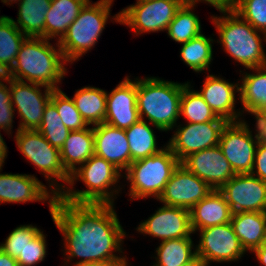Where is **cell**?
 <instances>
[{"label":"cell","mask_w":266,"mask_h":266,"mask_svg":"<svg viewBox=\"0 0 266 266\" xmlns=\"http://www.w3.org/2000/svg\"><path fill=\"white\" fill-rule=\"evenodd\" d=\"M114 208V204L75 203L56 196L50 214L64 238V265L75 257L81 259L74 266L121 257L116 253H123L126 233Z\"/></svg>","instance_id":"cell-1"},{"label":"cell","mask_w":266,"mask_h":266,"mask_svg":"<svg viewBox=\"0 0 266 266\" xmlns=\"http://www.w3.org/2000/svg\"><path fill=\"white\" fill-rule=\"evenodd\" d=\"M66 65L58 42L53 46L46 38L27 37L20 47L15 64L8 72V77L57 90L61 89L58 84L67 75Z\"/></svg>","instance_id":"cell-2"},{"label":"cell","mask_w":266,"mask_h":266,"mask_svg":"<svg viewBox=\"0 0 266 266\" xmlns=\"http://www.w3.org/2000/svg\"><path fill=\"white\" fill-rule=\"evenodd\" d=\"M220 13L223 16L213 15L211 19L219 34L217 42L224 51L246 69L266 66L262 44V41L266 42V34L257 31L234 10Z\"/></svg>","instance_id":"cell-3"},{"label":"cell","mask_w":266,"mask_h":266,"mask_svg":"<svg viewBox=\"0 0 266 266\" xmlns=\"http://www.w3.org/2000/svg\"><path fill=\"white\" fill-rule=\"evenodd\" d=\"M187 83L157 77L137 78V108L140 119L159 131L173 130L180 117V101Z\"/></svg>","instance_id":"cell-4"},{"label":"cell","mask_w":266,"mask_h":266,"mask_svg":"<svg viewBox=\"0 0 266 266\" xmlns=\"http://www.w3.org/2000/svg\"><path fill=\"white\" fill-rule=\"evenodd\" d=\"M120 172L112 163L93 154L70 175L68 184L70 187L65 188L59 196L65 201L75 203L114 204L116 195L122 189L120 186L119 188L115 186L123 176ZM77 180L82 181L87 189L78 191L72 189L74 181Z\"/></svg>","instance_id":"cell-5"},{"label":"cell","mask_w":266,"mask_h":266,"mask_svg":"<svg viewBox=\"0 0 266 266\" xmlns=\"http://www.w3.org/2000/svg\"><path fill=\"white\" fill-rule=\"evenodd\" d=\"M88 1L78 17L58 42L67 63L72 64L88 53L100 39L110 16L114 0Z\"/></svg>","instance_id":"cell-6"},{"label":"cell","mask_w":266,"mask_h":266,"mask_svg":"<svg viewBox=\"0 0 266 266\" xmlns=\"http://www.w3.org/2000/svg\"><path fill=\"white\" fill-rule=\"evenodd\" d=\"M181 162L166 145L159 153L133 161L124 171L130 200L154 197L158 200Z\"/></svg>","instance_id":"cell-7"},{"label":"cell","mask_w":266,"mask_h":266,"mask_svg":"<svg viewBox=\"0 0 266 266\" xmlns=\"http://www.w3.org/2000/svg\"><path fill=\"white\" fill-rule=\"evenodd\" d=\"M17 148L49 182L50 190L59 195L67 188L70 175L65 171L60 149L52 146L38 130L16 131ZM61 180L64 184H59Z\"/></svg>","instance_id":"cell-8"},{"label":"cell","mask_w":266,"mask_h":266,"mask_svg":"<svg viewBox=\"0 0 266 266\" xmlns=\"http://www.w3.org/2000/svg\"><path fill=\"white\" fill-rule=\"evenodd\" d=\"M182 5V0H137L134 5L112 16V19L130 27L134 35L167 31Z\"/></svg>","instance_id":"cell-9"},{"label":"cell","mask_w":266,"mask_h":266,"mask_svg":"<svg viewBox=\"0 0 266 266\" xmlns=\"http://www.w3.org/2000/svg\"><path fill=\"white\" fill-rule=\"evenodd\" d=\"M197 231L200 239L196 254L204 266H210L212 262L239 261L246 254L231 222Z\"/></svg>","instance_id":"cell-10"},{"label":"cell","mask_w":266,"mask_h":266,"mask_svg":"<svg viewBox=\"0 0 266 266\" xmlns=\"http://www.w3.org/2000/svg\"><path fill=\"white\" fill-rule=\"evenodd\" d=\"M41 88H45L42 92ZM54 89L10 78L11 103L20 116L19 130H38Z\"/></svg>","instance_id":"cell-11"},{"label":"cell","mask_w":266,"mask_h":266,"mask_svg":"<svg viewBox=\"0 0 266 266\" xmlns=\"http://www.w3.org/2000/svg\"><path fill=\"white\" fill-rule=\"evenodd\" d=\"M245 120L227 122L223 127L219 147L235 174H251L257 143Z\"/></svg>","instance_id":"cell-12"},{"label":"cell","mask_w":266,"mask_h":266,"mask_svg":"<svg viewBox=\"0 0 266 266\" xmlns=\"http://www.w3.org/2000/svg\"><path fill=\"white\" fill-rule=\"evenodd\" d=\"M227 121L179 124L166 144L182 162L190 154L219 144L220 135ZM183 126V127H182Z\"/></svg>","instance_id":"cell-13"},{"label":"cell","mask_w":266,"mask_h":266,"mask_svg":"<svg viewBox=\"0 0 266 266\" xmlns=\"http://www.w3.org/2000/svg\"><path fill=\"white\" fill-rule=\"evenodd\" d=\"M219 191L232 213L266 212V182L252 174H235Z\"/></svg>","instance_id":"cell-14"},{"label":"cell","mask_w":266,"mask_h":266,"mask_svg":"<svg viewBox=\"0 0 266 266\" xmlns=\"http://www.w3.org/2000/svg\"><path fill=\"white\" fill-rule=\"evenodd\" d=\"M213 189L181 163L165 185L158 201L165 205L190 210L205 198Z\"/></svg>","instance_id":"cell-15"},{"label":"cell","mask_w":266,"mask_h":266,"mask_svg":"<svg viewBox=\"0 0 266 266\" xmlns=\"http://www.w3.org/2000/svg\"><path fill=\"white\" fill-rule=\"evenodd\" d=\"M150 216L136 228L140 234L160 238L161 242L192 237L189 210L163 204Z\"/></svg>","instance_id":"cell-16"},{"label":"cell","mask_w":266,"mask_h":266,"mask_svg":"<svg viewBox=\"0 0 266 266\" xmlns=\"http://www.w3.org/2000/svg\"><path fill=\"white\" fill-rule=\"evenodd\" d=\"M1 170L2 167L0 172ZM56 196L34 175L0 173V204L49 200L48 206L51 212Z\"/></svg>","instance_id":"cell-17"},{"label":"cell","mask_w":266,"mask_h":266,"mask_svg":"<svg viewBox=\"0 0 266 266\" xmlns=\"http://www.w3.org/2000/svg\"><path fill=\"white\" fill-rule=\"evenodd\" d=\"M181 164L213 190H219L235 175L219 145L192 153Z\"/></svg>","instance_id":"cell-18"},{"label":"cell","mask_w":266,"mask_h":266,"mask_svg":"<svg viewBox=\"0 0 266 266\" xmlns=\"http://www.w3.org/2000/svg\"><path fill=\"white\" fill-rule=\"evenodd\" d=\"M126 76L110 92H107V108L104 122L126 130L140 120L137 108V78Z\"/></svg>","instance_id":"cell-19"},{"label":"cell","mask_w":266,"mask_h":266,"mask_svg":"<svg viewBox=\"0 0 266 266\" xmlns=\"http://www.w3.org/2000/svg\"><path fill=\"white\" fill-rule=\"evenodd\" d=\"M198 92L218 117L227 122H237L241 119L242 111L235 110V94L240 93L239 82L231 83L221 76L209 74Z\"/></svg>","instance_id":"cell-20"},{"label":"cell","mask_w":266,"mask_h":266,"mask_svg":"<svg viewBox=\"0 0 266 266\" xmlns=\"http://www.w3.org/2000/svg\"><path fill=\"white\" fill-rule=\"evenodd\" d=\"M94 154L112 163L122 173L130 166L129 142L125 130L101 123L93 126Z\"/></svg>","instance_id":"cell-21"},{"label":"cell","mask_w":266,"mask_h":266,"mask_svg":"<svg viewBox=\"0 0 266 266\" xmlns=\"http://www.w3.org/2000/svg\"><path fill=\"white\" fill-rule=\"evenodd\" d=\"M189 211L193 233L203 228L229 223L233 214L224 195L219 190H213Z\"/></svg>","instance_id":"cell-22"},{"label":"cell","mask_w":266,"mask_h":266,"mask_svg":"<svg viewBox=\"0 0 266 266\" xmlns=\"http://www.w3.org/2000/svg\"><path fill=\"white\" fill-rule=\"evenodd\" d=\"M94 145L93 126L69 132L67 139L60 148L61 162L69 175L94 154Z\"/></svg>","instance_id":"cell-23"},{"label":"cell","mask_w":266,"mask_h":266,"mask_svg":"<svg viewBox=\"0 0 266 266\" xmlns=\"http://www.w3.org/2000/svg\"><path fill=\"white\" fill-rule=\"evenodd\" d=\"M89 0H51L45 20V38L59 42Z\"/></svg>","instance_id":"cell-24"},{"label":"cell","mask_w":266,"mask_h":266,"mask_svg":"<svg viewBox=\"0 0 266 266\" xmlns=\"http://www.w3.org/2000/svg\"><path fill=\"white\" fill-rule=\"evenodd\" d=\"M230 222L246 252H252L265 243L266 212L233 213Z\"/></svg>","instance_id":"cell-25"},{"label":"cell","mask_w":266,"mask_h":266,"mask_svg":"<svg viewBox=\"0 0 266 266\" xmlns=\"http://www.w3.org/2000/svg\"><path fill=\"white\" fill-rule=\"evenodd\" d=\"M51 0H20L14 24L26 37L45 38V20Z\"/></svg>","instance_id":"cell-26"},{"label":"cell","mask_w":266,"mask_h":266,"mask_svg":"<svg viewBox=\"0 0 266 266\" xmlns=\"http://www.w3.org/2000/svg\"><path fill=\"white\" fill-rule=\"evenodd\" d=\"M72 100L88 125L104 123L107 108V92L105 90L85 86L76 90Z\"/></svg>","instance_id":"cell-27"},{"label":"cell","mask_w":266,"mask_h":266,"mask_svg":"<svg viewBox=\"0 0 266 266\" xmlns=\"http://www.w3.org/2000/svg\"><path fill=\"white\" fill-rule=\"evenodd\" d=\"M255 73L243 72L239 84V100L243 109L266 110V66L248 69ZM252 73V74H251Z\"/></svg>","instance_id":"cell-28"},{"label":"cell","mask_w":266,"mask_h":266,"mask_svg":"<svg viewBox=\"0 0 266 266\" xmlns=\"http://www.w3.org/2000/svg\"><path fill=\"white\" fill-rule=\"evenodd\" d=\"M194 247L191 237L162 241L155 249L157 262L152 266H181L191 263L197 258Z\"/></svg>","instance_id":"cell-29"},{"label":"cell","mask_w":266,"mask_h":266,"mask_svg":"<svg viewBox=\"0 0 266 266\" xmlns=\"http://www.w3.org/2000/svg\"><path fill=\"white\" fill-rule=\"evenodd\" d=\"M146 120H138L125 130L130 150V164L133 161L150 157L159 153L163 148L157 147L156 135Z\"/></svg>","instance_id":"cell-30"},{"label":"cell","mask_w":266,"mask_h":266,"mask_svg":"<svg viewBox=\"0 0 266 266\" xmlns=\"http://www.w3.org/2000/svg\"><path fill=\"white\" fill-rule=\"evenodd\" d=\"M27 37L9 16H0V65L8 73L16 62L17 54Z\"/></svg>","instance_id":"cell-31"},{"label":"cell","mask_w":266,"mask_h":266,"mask_svg":"<svg viewBox=\"0 0 266 266\" xmlns=\"http://www.w3.org/2000/svg\"><path fill=\"white\" fill-rule=\"evenodd\" d=\"M190 82L183 87L180 101V116L186 123H203L209 121H226L218 117L210 106L203 100L198 91L191 89Z\"/></svg>","instance_id":"cell-32"},{"label":"cell","mask_w":266,"mask_h":266,"mask_svg":"<svg viewBox=\"0 0 266 266\" xmlns=\"http://www.w3.org/2000/svg\"><path fill=\"white\" fill-rule=\"evenodd\" d=\"M212 37L207 38L202 33L182 44L180 56L182 61L193 71L201 73L209 70V65L213 61Z\"/></svg>","instance_id":"cell-33"},{"label":"cell","mask_w":266,"mask_h":266,"mask_svg":"<svg viewBox=\"0 0 266 266\" xmlns=\"http://www.w3.org/2000/svg\"><path fill=\"white\" fill-rule=\"evenodd\" d=\"M201 31L200 19L194 13V6L182 5L166 32L173 41L183 44L199 36Z\"/></svg>","instance_id":"cell-34"},{"label":"cell","mask_w":266,"mask_h":266,"mask_svg":"<svg viewBox=\"0 0 266 266\" xmlns=\"http://www.w3.org/2000/svg\"><path fill=\"white\" fill-rule=\"evenodd\" d=\"M38 131L54 147L60 149L68 137L69 129L64 125L55 105L49 101Z\"/></svg>","instance_id":"cell-35"},{"label":"cell","mask_w":266,"mask_h":266,"mask_svg":"<svg viewBox=\"0 0 266 266\" xmlns=\"http://www.w3.org/2000/svg\"><path fill=\"white\" fill-rule=\"evenodd\" d=\"M50 101L55 105L62 122L69 131L87 128L88 124L77 110L72 98H69L61 89L53 91Z\"/></svg>","instance_id":"cell-36"},{"label":"cell","mask_w":266,"mask_h":266,"mask_svg":"<svg viewBox=\"0 0 266 266\" xmlns=\"http://www.w3.org/2000/svg\"><path fill=\"white\" fill-rule=\"evenodd\" d=\"M233 10L257 31L266 34V0H236Z\"/></svg>","instance_id":"cell-37"},{"label":"cell","mask_w":266,"mask_h":266,"mask_svg":"<svg viewBox=\"0 0 266 266\" xmlns=\"http://www.w3.org/2000/svg\"><path fill=\"white\" fill-rule=\"evenodd\" d=\"M41 231L36 226L20 225L13 229L4 243L0 244V249L9 254L12 258L17 259L20 253H23L27 244Z\"/></svg>","instance_id":"cell-38"},{"label":"cell","mask_w":266,"mask_h":266,"mask_svg":"<svg viewBox=\"0 0 266 266\" xmlns=\"http://www.w3.org/2000/svg\"><path fill=\"white\" fill-rule=\"evenodd\" d=\"M46 236L40 231L26 246L16 259L18 266H35L46 257Z\"/></svg>","instance_id":"cell-39"},{"label":"cell","mask_w":266,"mask_h":266,"mask_svg":"<svg viewBox=\"0 0 266 266\" xmlns=\"http://www.w3.org/2000/svg\"><path fill=\"white\" fill-rule=\"evenodd\" d=\"M4 81L9 84L4 83ZM14 108L11 103L10 78L0 80V128L11 135L13 128Z\"/></svg>","instance_id":"cell-40"},{"label":"cell","mask_w":266,"mask_h":266,"mask_svg":"<svg viewBox=\"0 0 266 266\" xmlns=\"http://www.w3.org/2000/svg\"><path fill=\"white\" fill-rule=\"evenodd\" d=\"M243 113L244 111L254 115L256 120V129H255V135L253 136L252 132L251 135L256 141L257 144H263L266 143V110L261 109H244L241 110Z\"/></svg>","instance_id":"cell-41"},{"label":"cell","mask_w":266,"mask_h":266,"mask_svg":"<svg viewBox=\"0 0 266 266\" xmlns=\"http://www.w3.org/2000/svg\"><path fill=\"white\" fill-rule=\"evenodd\" d=\"M251 174L266 182V143L257 145Z\"/></svg>","instance_id":"cell-42"},{"label":"cell","mask_w":266,"mask_h":266,"mask_svg":"<svg viewBox=\"0 0 266 266\" xmlns=\"http://www.w3.org/2000/svg\"><path fill=\"white\" fill-rule=\"evenodd\" d=\"M201 1L214 6L219 12L233 10L236 2V0H182L183 5L192 7Z\"/></svg>","instance_id":"cell-43"},{"label":"cell","mask_w":266,"mask_h":266,"mask_svg":"<svg viewBox=\"0 0 266 266\" xmlns=\"http://www.w3.org/2000/svg\"><path fill=\"white\" fill-rule=\"evenodd\" d=\"M127 261L129 260L126 259L125 255L107 262H89L80 264L78 266H128Z\"/></svg>","instance_id":"cell-44"},{"label":"cell","mask_w":266,"mask_h":266,"mask_svg":"<svg viewBox=\"0 0 266 266\" xmlns=\"http://www.w3.org/2000/svg\"><path fill=\"white\" fill-rule=\"evenodd\" d=\"M252 253L255 254L258 262L266 266V243L262 244L260 247L255 248Z\"/></svg>","instance_id":"cell-45"},{"label":"cell","mask_w":266,"mask_h":266,"mask_svg":"<svg viewBox=\"0 0 266 266\" xmlns=\"http://www.w3.org/2000/svg\"><path fill=\"white\" fill-rule=\"evenodd\" d=\"M0 266H18L17 260L0 249Z\"/></svg>","instance_id":"cell-46"},{"label":"cell","mask_w":266,"mask_h":266,"mask_svg":"<svg viewBox=\"0 0 266 266\" xmlns=\"http://www.w3.org/2000/svg\"><path fill=\"white\" fill-rule=\"evenodd\" d=\"M7 152V145L0 133V167H3V164L5 163L4 161L7 158Z\"/></svg>","instance_id":"cell-47"},{"label":"cell","mask_w":266,"mask_h":266,"mask_svg":"<svg viewBox=\"0 0 266 266\" xmlns=\"http://www.w3.org/2000/svg\"><path fill=\"white\" fill-rule=\"evenodd\" d=\"M181 266H204V265L203 262L197 257L193 262Z\"/></svg>","instance_id":"cell-48"},{"label":"cell","mask_w":266,"mask_h":266,"mask_svg":"<svg viewBox=\"0 0 266 266\" xmlns=\"http://www.w3.org/2000/svg\"><path fill=\"white\" fill-rule=\"evenodd\" d=\"M8 77V73L0 65V80Z\"/></svg>","instance_id":"cell-49"},{"label":"cell","mask_w":266,"mask_h":266,"mask_svg":"<svg viewBox=\"0 0 266 266\" xmlns=\"http://www.w3.org/2000/svg\"><path fill=\"white\" fill-rule=\"evenodd\" d=\"M1 2H3V4H7V5H12L14 2L15 3H19L20 0H1ZM11 3V4H10Z\"/></svg>","instance_id":"cell-50"}]
</instances>
